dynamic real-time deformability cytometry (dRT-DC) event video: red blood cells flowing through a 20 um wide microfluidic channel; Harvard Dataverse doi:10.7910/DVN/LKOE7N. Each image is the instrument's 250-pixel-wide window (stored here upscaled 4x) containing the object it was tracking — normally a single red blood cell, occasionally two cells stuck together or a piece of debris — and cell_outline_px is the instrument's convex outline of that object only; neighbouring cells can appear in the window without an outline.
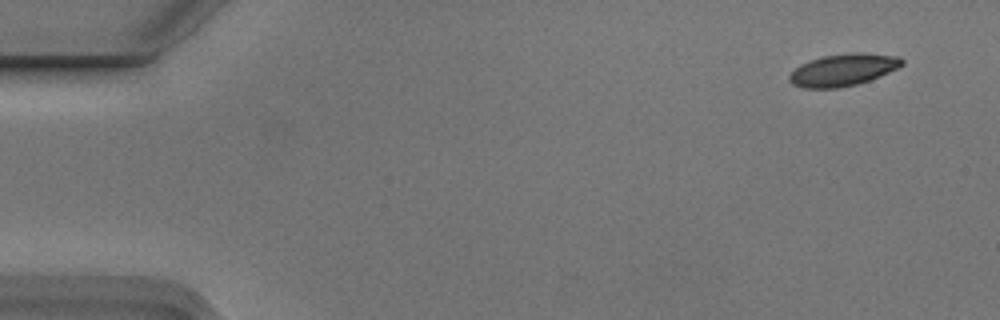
{"species": "Egyptian fruit bat (a non-hibernating species)", "species_latin": "Rousettus aegyptiacus", "temperature_condition": "cold", "stored_images_in_passage": 10, "camera_frame_rate_fps": 3000, "um_per_image_px": 0.085, "animal": {"sex": "male"}, "frame": {"image": 1, "passage_image": 1, "time_ms": 0.0, "image_size_px": [1000, 320], "cell_outline_px": [[904, 64], [888, 72], [868, 80], [856, 84], [836, 88], [804, 88], [792, 84], [788, 80], [788, 76], [800, 64], [808, 60], [824, 56], [852, 52], [864, 52], [900, 56], [904, 60]], "centroid_in_image_um": [71.65, 5.92], "position_along_channel_um": 13.3, "area_um2": 21.04}}
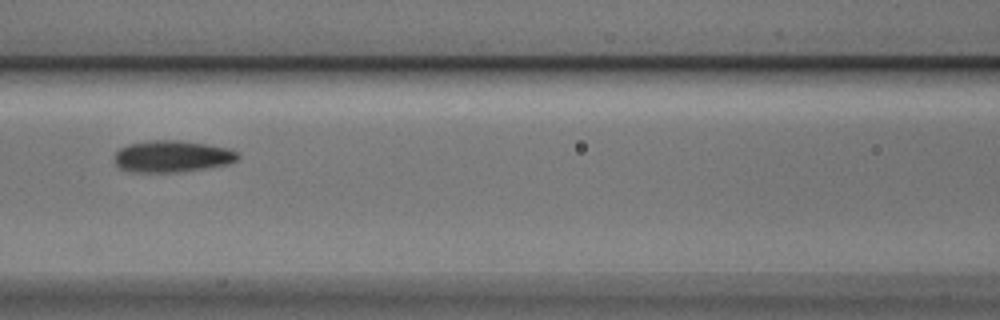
{"frame": {"image": 2, "passage_image": 7, "time_ms": 2.0, "image_size_px": [1000, 320], "cell_outline_px": [[240, 156], [236, 160], [228, 164], [180, 172], [132, 172], [120, 168], [116, 164], [116, 152], [120, 148], [128, 144], [152, 140], [176, 140], [232, 148], [240, 152]], "centroid_in_image_um": [14.67, 13.29], "position_along_channel_um": 151.9, "area_um2": 22.77}}
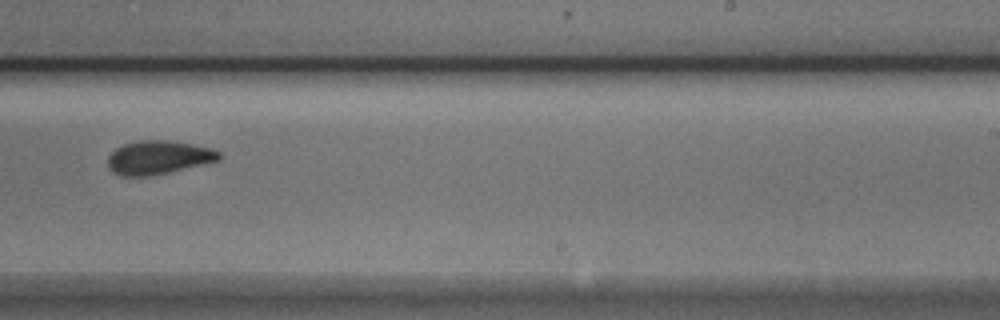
{"frame": {"image": 3, "passage_image": 10, "time_ms": 3.0, "image_size_px": [1000, 320], "cell_outline_px": [[220, 160], [168, 172], [148, 176], [120, 176], [112, 172], [108, 168], [108, 156], [116, 148], [124, 144], [140, 140], [168, 140], [192, 144], [212, 148], [220, 152]], "centroid_in_image_um": [13.44, 13.38], "position_along_channel_um": 275.6, "area_um2": 21.73}}